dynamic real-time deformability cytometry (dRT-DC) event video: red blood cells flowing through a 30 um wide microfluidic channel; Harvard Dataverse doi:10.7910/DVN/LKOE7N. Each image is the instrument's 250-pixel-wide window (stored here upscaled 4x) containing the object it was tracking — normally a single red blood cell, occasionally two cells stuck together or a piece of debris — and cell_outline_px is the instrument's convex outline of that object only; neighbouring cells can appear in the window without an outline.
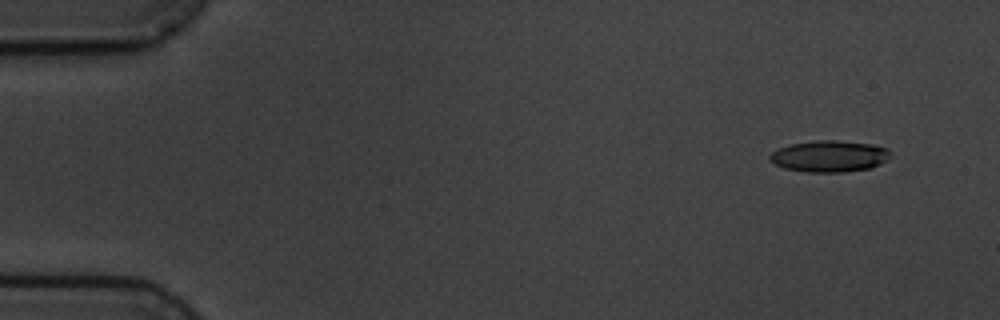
{"species": "common noctule bat (a hibernating species)", "species_latin": "Nyctalus noctula", "temperature_condition": "cold", "stored_images_in_passage": 7, "camera_frame_rate_fps": 3000, "um_per_image_px": 0.085, "animal": {"sex": "male", "body_mass_g": 19.5, "forearm_length_mm": 54.6}, "frame": {"image": 1, "passage_image": 1, "time_ms": 0.0, "image_size_px": [1000, 320], "cell_outline_px": [[888, 160], [868, 168], [844, 172], [804, 172], [784, 168], [776, 164], [768, 156], [772, 152], [788, 144], [816, 140], [832, 140], [872, 144], [888, 148]], "centroid_in_image_um": [70.47, 13.27], "position_along_channel_um": 14.5, "area_um2": 21.91}}
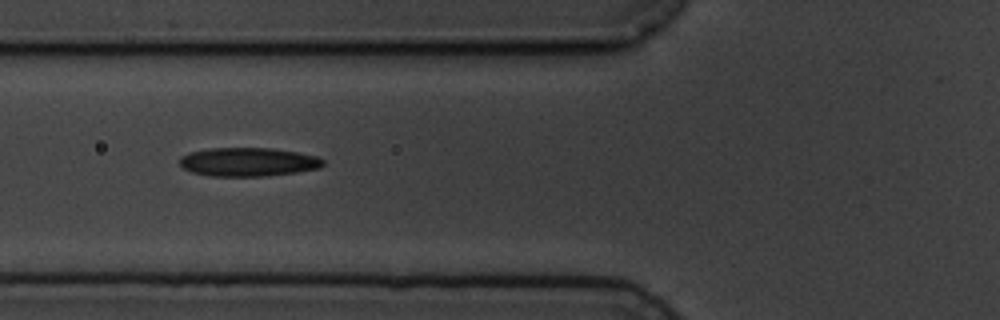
{"frame": {"image": 2, "passage_image": 6, "time_ms": 5.667, "image_size_px": [1000, 320], "cell_outline_px": [[324, 164], [320, 168], [296, 172], [264, 176], [212, 176], [192, 172], [184, 168], [180, 164], [180, 156], [188, 152], [208, 148], [272, 148], [320, 156], [324, 160]], "centroid_in_image_um": [21.1, 13.76], "position_along_channel_um": 104.7, "area_um2": 24.1}}
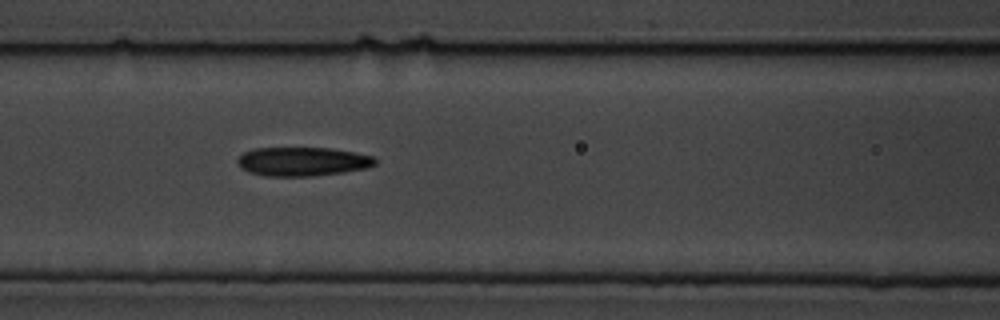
{"frame": {"image": 3, "passage_image": 7, "time_ms": 6.667, "image_size_px": [1000, 320], "cell_outline_px": [[376, 164], [368, 168], [312, 176], [264, 176], [248, 172], [236, 160], [244, 152], [252, 148], [332, 148], [372, 156], [376, 160]], "centroid_in_image_um": [25.7, 13.73], "position_along_channel_um": 140.9, "area_um2": 23.0}}